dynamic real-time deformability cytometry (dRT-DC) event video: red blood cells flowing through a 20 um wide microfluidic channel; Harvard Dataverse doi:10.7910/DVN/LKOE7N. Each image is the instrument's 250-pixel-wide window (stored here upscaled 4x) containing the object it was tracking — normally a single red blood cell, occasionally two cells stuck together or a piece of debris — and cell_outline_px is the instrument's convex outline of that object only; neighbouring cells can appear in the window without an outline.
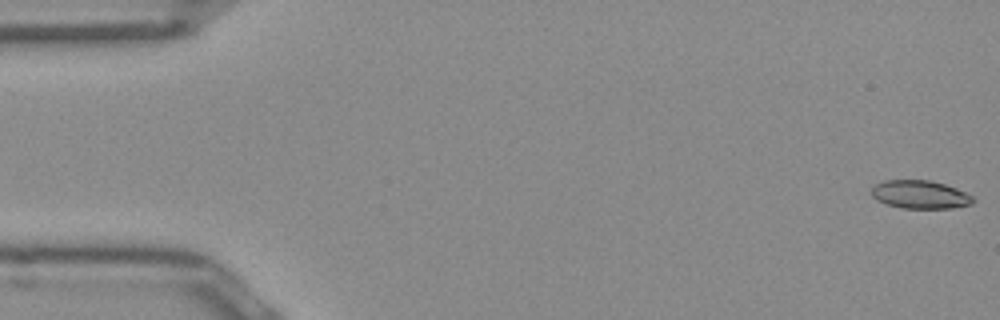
{"species": "Egyptian fruit bat (a non-hibernating species)", "species_latin": "Rousettus aegyptiacus", "temperature_condition": "room temperature", "stored_images_in_passage": 51, "camera_frame_rate_fps": 3000, "um_per_image_px": 0.085, "frame": {"image": 1, "passage_image": 1, "time_ms": 0.0, "image_size_px": [1000, 320], "cell_outline_px": [[976, 200], [972, 204], [952, 208], [900, 208], [876, 200], [872, 196], [872, 188], [876, 184], [884, 180], [928, 180], [944, 184], [956, 188], [972, 196]], "centroid_in_image_um": [78.21, 16.54], "position_along_channel_um": 6.8, "area_um2": 16.65}}
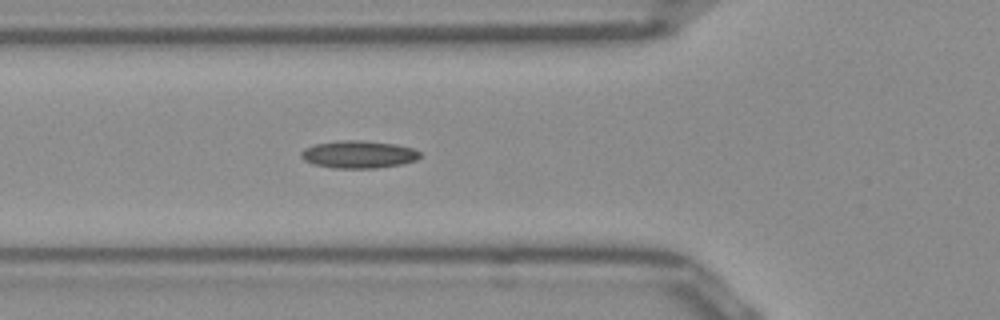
{"frame": {"image": 2, "passage_image": 18, "time_ms": 5.667, "image_size_px": [1000, 320], "cell_outline_px": [[420, 156], [416, 160], [400, 164], [376, 168], [332, 168], [312, 164], [304, 160], [300, 156], [300, 152], [304, 148], [316, 144], [344, 140], [360, 140], [396, 144], [412, 148], [420, 152]], "centroid_in_image_um": [30.45, 13.13], "position_along_channel_um": 95.4, "area_um2": 19.02}}
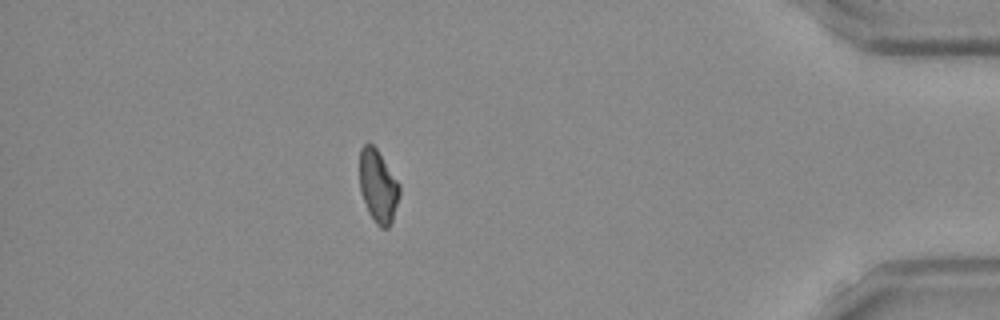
{"frame": {"image": 3, "passage_image": 45, "time_ms": 14.667, "image_size_px": [1000, 320], "cell_outline_px": [[400, 192], [392, 220], [388, 228], [380, 228], [376, 224], [368, 212], [360, 192], [360, 148], [368, 140], [376, 148], [400, 184]], "centroid_in_image_um": [32.12, 15.81], "position_along_channel_um": 403.1, "area_um2": 16.94}, "authors_computed_cell_mechanics": {"area_um2": 17.4556, "velocity_mm_per_s": 3.9539, "shape_relaxation_time_tau1_ms": null, "shape_relaxation_time_tau2_ms": 6.566, "deformation_change_tau1": null, "deformation_change_tau2": 0.1307}}